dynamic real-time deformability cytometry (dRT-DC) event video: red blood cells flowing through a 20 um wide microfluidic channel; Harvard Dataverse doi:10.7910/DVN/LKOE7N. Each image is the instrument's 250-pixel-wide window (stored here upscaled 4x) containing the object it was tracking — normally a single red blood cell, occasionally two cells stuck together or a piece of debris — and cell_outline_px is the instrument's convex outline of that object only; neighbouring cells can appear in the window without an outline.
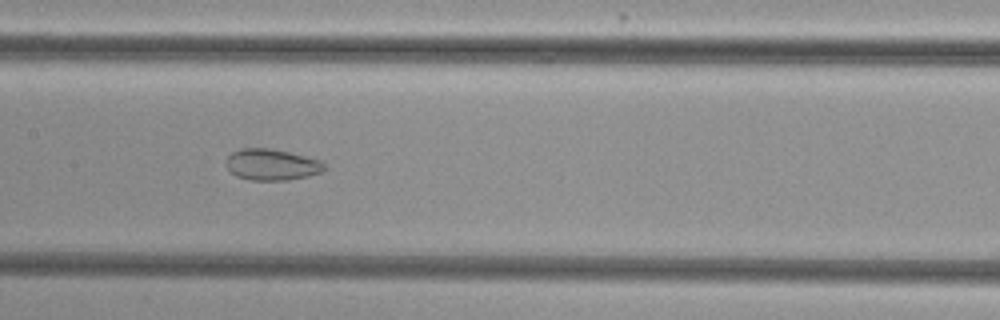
{"species": "common noctule bat (a hibernating species)", "species_latin": "Nyctalus noctula", "temperature_condition": "cold", "stored_images_in_passage": 40, "camera_frame_rate_fps": 3000, "um_per_image_px": 0.085, "animal": {"sex": "female", "body_mass_g": 29.2, "forearm_length_mm": 56.3}, "frame": {"image": 1, "passage_image": 27, "time_ms": 8.667, "image_size_px": [1000, 320], "cell_outline_px": [[324, 172], [308, 176], [288, 180], [248, 180], [236, 176], [228, 168], [228, 156], [232, 152], [240, 148], [268, 148], [288, 152], [320, 160], [324, 164]], "centroid_in_image_um": [23.11, 14.0], "position_along_channel_um": 184.3, "area_um2": 17.74}}
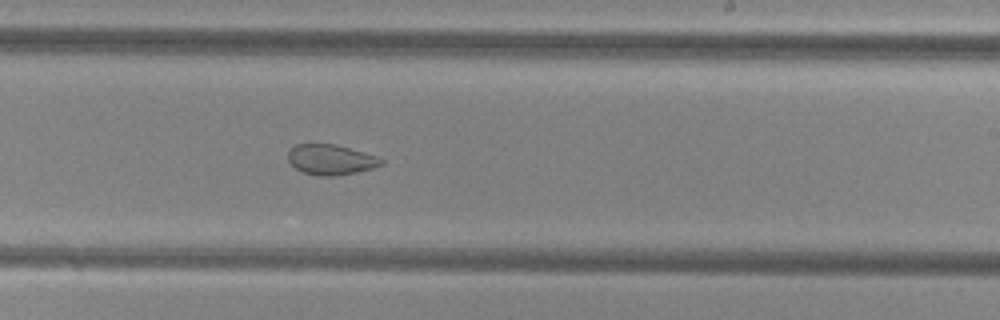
{"frame": {"image": 2, "passage_image": 33, "time_ms": 10.667, "image_size_px": [1000, 320], "cell_outline_px": [[384, 164], [372, 168], [356, 172], [336, 176], [320, 176], [304, 172], [296, 168], [288, 160], [288, 152], [296, 144], [336, 144], [376, 156], [384, 160]], "centroid_in_image_um": [28.13, 13.57], "position_along_channel_um": 260.9, "area_um2": 16.3}}
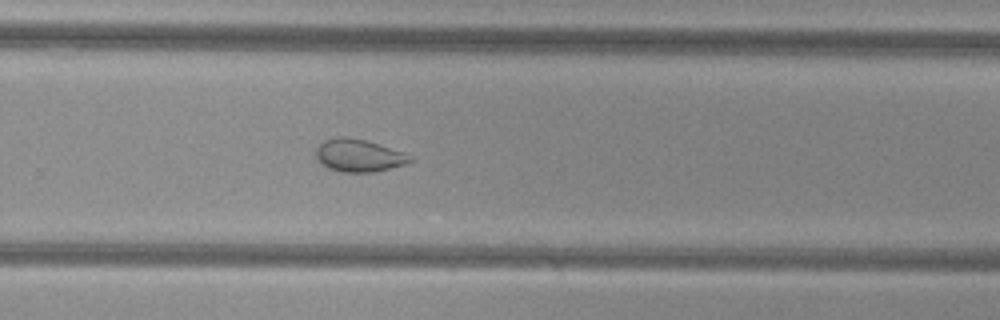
{"frame": {"image": 3, "passage_image": 36, "time_ms": 11.667, "image_size_px": [1000, 320], "cell_outline_px": [[412, 160], [408, 164], [372, 172], [340, 172], [328, 168], [320, 164], [316, 156], [316, 148], [324, 140], [336, 136], [348, 136], [364, 140], [404, 152], [412, 156]], "centroid_in_image_um": [30.48, 13.21], "position_along_channel_um": 299.3, "area_um2": 17.98}}